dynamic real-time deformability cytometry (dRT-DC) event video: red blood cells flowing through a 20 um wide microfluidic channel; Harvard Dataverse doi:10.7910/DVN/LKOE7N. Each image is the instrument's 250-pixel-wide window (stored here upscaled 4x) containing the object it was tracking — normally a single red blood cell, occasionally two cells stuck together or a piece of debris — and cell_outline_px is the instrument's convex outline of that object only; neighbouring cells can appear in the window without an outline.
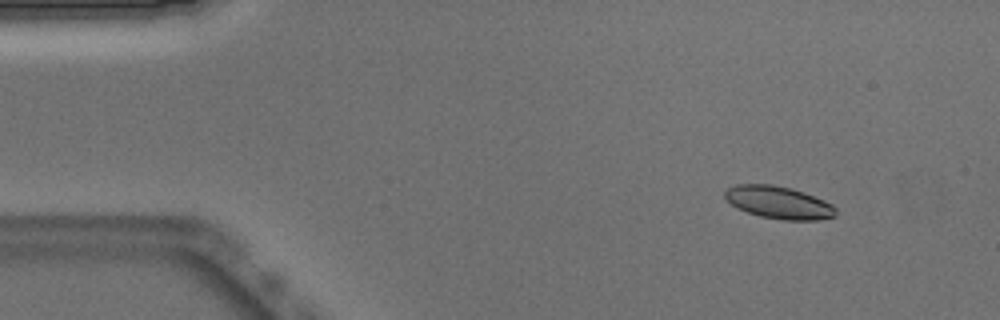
{"species": "Egyptian fruit bat (a non-hibernating species)", "species_latin": "Rousettus aegyptiacus", "temperature_condition": "warm", "stored_images_in_passage": 49, "camera_frame_rate_fps": 3000, "um_per_image_px": 0.085, "animal": {"sex": "male"}, "frame": {"image": 1, "passage_image": 3, "time_ms": 0.667, "image_size_px": [1000, 320], "cell_outline_px": [[836, 216], [820, 220], [784, 220], [760, 216], [748, 212], [724, 200], [724, 192], [728, 188], [736, 184], [772, 184], [792, 188], [804, 192], [824, 200], [832, 204], [836, 208]], "centroid_in_image_um": [66.2, 17.2], "position_along_channel_um": 18.8, "area_um2": 21.1}}
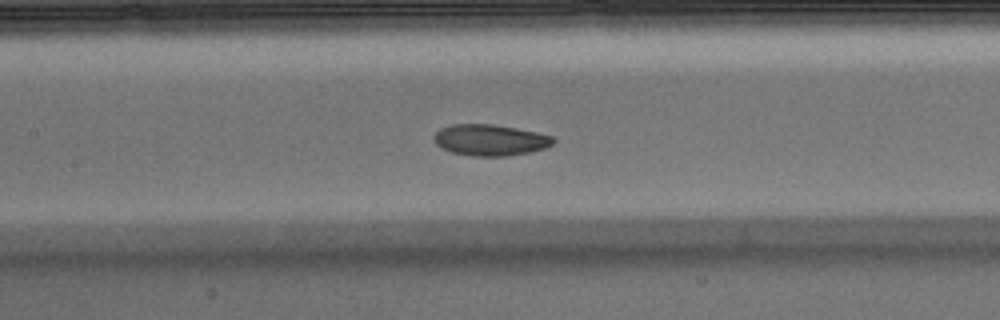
{"frame": {"image": 2, "passage_image": 21, "time_ms": 6.667, "image_size_px": [1000, 320], "cell_outline_px": [[556, 140], [552, 144], [544, 148], [528, 152], [508, 156], [472, 156], [452, 152], [440, 148], [432, 140], [432, 136], [440, 128], [452, 124], [492, 124], [516, 128], [536, 132], [552, 136]], "centroid_in_image_um": [41.61, 11.9], "position_along_channel_um": 165.8, "area_um2": 21.79}}
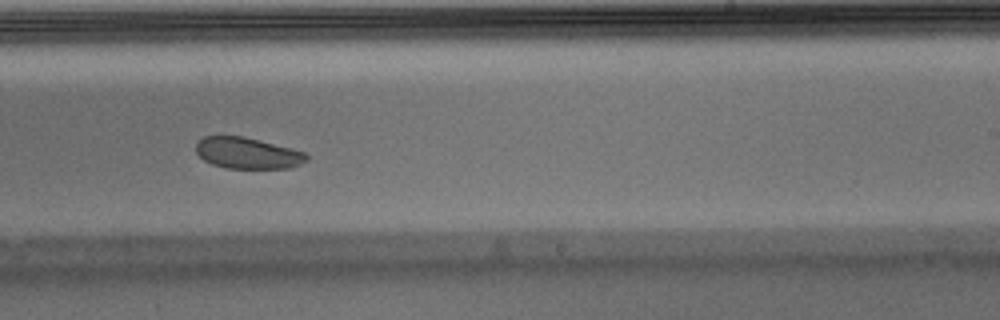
{"frame": {"image": 3, "passage_image": 29, "time_ms": 9.333, "image_size_px": [1000, 320], "cell_outline_px": [[308, 160], [292, 168], [224, 168], [212, 164], [204, 160], [196, 152], [196, 144], [204, 136], [244, 136], [292, 148], [304, 152], [308, 156]], "centroid_in_image_um": [21.05, 13.02], "position_along_channel_um": 267.9, "area_um2": 20.17}, "authors_computed_cell_mechanics": {"area_um2": 22.0218, "velocity_mm_per_s": 3.8512, "shape_relaxation_time_tau1_ms": 3.4365, "shape_relaxation_time_tau2_ms": 6.6226, "deformation_change_tau1": 0.0807, "deformation_change_tau2": 0.1054}}